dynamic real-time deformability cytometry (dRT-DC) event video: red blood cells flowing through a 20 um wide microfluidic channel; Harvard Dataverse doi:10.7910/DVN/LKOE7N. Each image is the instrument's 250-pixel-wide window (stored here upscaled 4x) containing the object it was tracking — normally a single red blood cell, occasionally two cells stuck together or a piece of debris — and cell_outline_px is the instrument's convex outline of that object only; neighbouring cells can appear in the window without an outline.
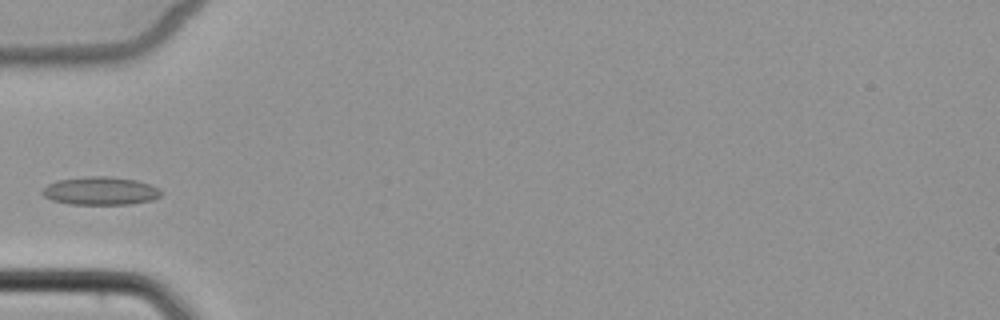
{"species": "common noctule bat (a hibernating species)", "species_latin": "Nyctalus noctula", "temperature_condition": "cold", "stored_images_in_passage": 5, "camera_frame_rate_fps": 3000, "um_per_image_px": 0.085, "animal": {"sex": "female", "body_mass_g": 22.7, "forearm_length_mm": 54.2}, "frame": {"image": 1, "passage_image": 5, "time_ms": 4.667, "image_size_px": [1000, 320], "cell_outline_px": [[164, 192], [160, 196], [152, 200], [132, 204], [68, 204], [52, 200], [44, 196], [40, 192], [48, 184], [56, 180], [84, 176], [112, 176], [136, 180], [152, 184], [160, 188]], "centroid_in_image_um": [8.57, 16.21], "position_along_channel_um": 76.4, "area_um2": 19.83}}